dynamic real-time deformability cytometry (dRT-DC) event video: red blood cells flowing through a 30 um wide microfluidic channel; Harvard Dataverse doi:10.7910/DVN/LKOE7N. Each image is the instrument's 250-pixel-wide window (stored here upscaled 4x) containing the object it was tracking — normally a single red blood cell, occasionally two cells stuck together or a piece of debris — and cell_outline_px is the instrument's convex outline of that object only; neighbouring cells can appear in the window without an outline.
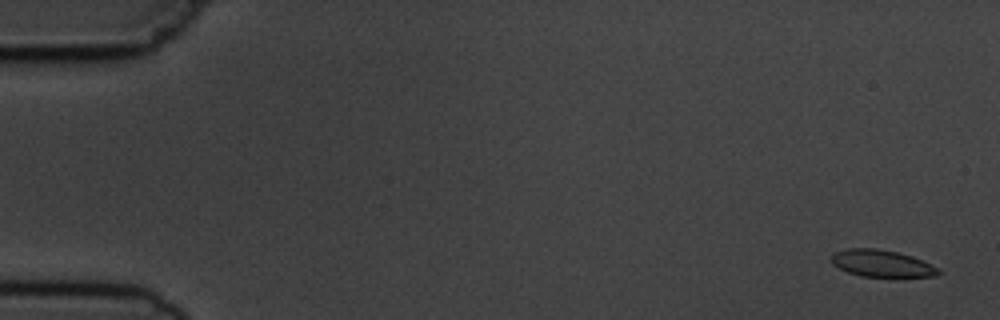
{"species": "common noctule bat (a hibernating species)", "species_latin": "Nyctalus noctula", "temperature_condition": "cold", "stored_images_in_passage": 6, "segment_of_instrument_passage": [1, 2], "camera_frame_rate_fps": 3000, "um_per_image_px": 0.085, "animal": {"sex": "male", "body_mass_g": 19.5, "forearm_length_mm": 54.6}, "frame": {"image": 1, "passage_image": 1, "time_ms": 0.0, "image_size_px": [1000, 320], "cell_outline_px": [[940, 272], [936, 276], [860, 276], [848, 272], [832, 264], [832, 252], [848, 248], [876, 248], [896, 252], [912, 256], [940, 268]], "centroid_in_image_um": [74.93, 22.38], "position_along_channel_um": 10.1, "area_um2": 16.65}}